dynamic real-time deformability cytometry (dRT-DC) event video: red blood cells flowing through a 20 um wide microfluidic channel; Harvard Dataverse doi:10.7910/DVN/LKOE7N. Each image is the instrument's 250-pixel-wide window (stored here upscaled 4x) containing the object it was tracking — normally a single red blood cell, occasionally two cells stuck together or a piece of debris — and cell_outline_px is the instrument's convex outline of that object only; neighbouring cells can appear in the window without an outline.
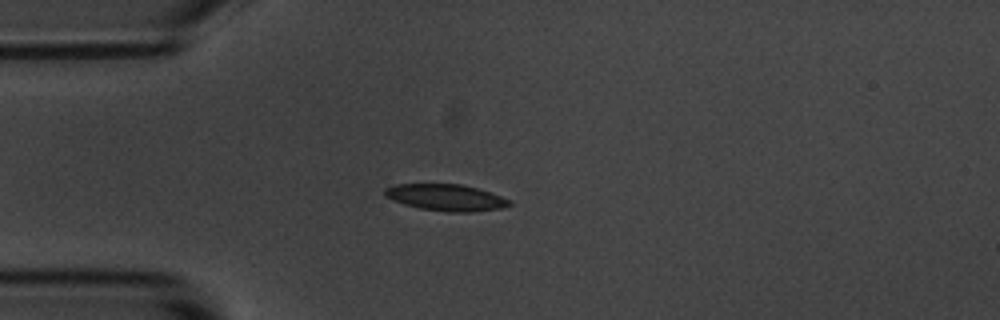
{"species": "common noctule bat (a hibernating species)", "species_latin": "Nyctalus noctula", "temperature_condition": "room temperature", "stored_images_in_passage": 6, "camera_frame_rate_fps": 3000, "um_per_image_px": 0.085, "animal": {"sex": "male", "body_mass_g": 20.1, "forearm_length_mm": 53.5}, "frame": {"image": 1, "passage_image": 3, "time_ms": 2.333, "image_size_px": [1000, 320], "cell_outline_px": [[512, 204], [500, 208], [472, 212], [448, 212], [420, 208], [404, 204], [392, 200], [384, 196], [384, 188], [396, 184], [460, 184], [476, 188], [500, 196], [508, 200]], "centroid_in_image_um": [37.84, 16.79], "position_along_channel_um": 47.2, "area_um2": 19.07}}
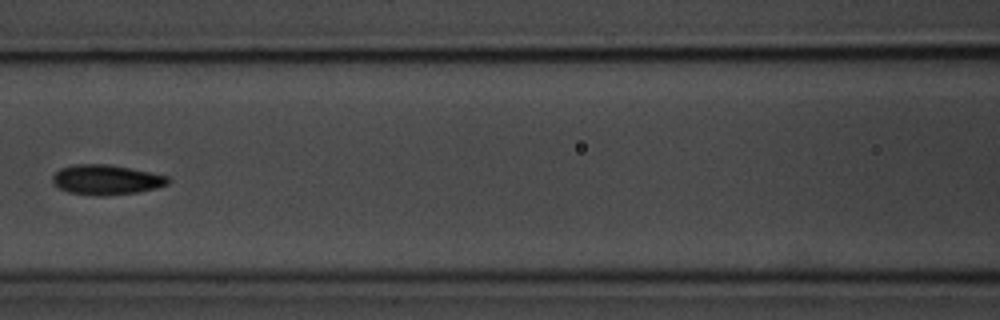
{"frame": {"image": 2, "passage_image": 6, "time_ms": 5.667, "image_size_px": [1000, 320], "cell_outline_px": [[172, 180], [168, 184], [156, 188], [136, 192], [100, 196], [96, 196], [68, 192], [56, 188], [52, 184], [52, 176], [60, 168], [76, 164], [108, 164], [168, 176]], "centroid_in_image_um": [8.99, 15.28], "position_along_channel_um": 157.6, "area_um2": 20.17}}